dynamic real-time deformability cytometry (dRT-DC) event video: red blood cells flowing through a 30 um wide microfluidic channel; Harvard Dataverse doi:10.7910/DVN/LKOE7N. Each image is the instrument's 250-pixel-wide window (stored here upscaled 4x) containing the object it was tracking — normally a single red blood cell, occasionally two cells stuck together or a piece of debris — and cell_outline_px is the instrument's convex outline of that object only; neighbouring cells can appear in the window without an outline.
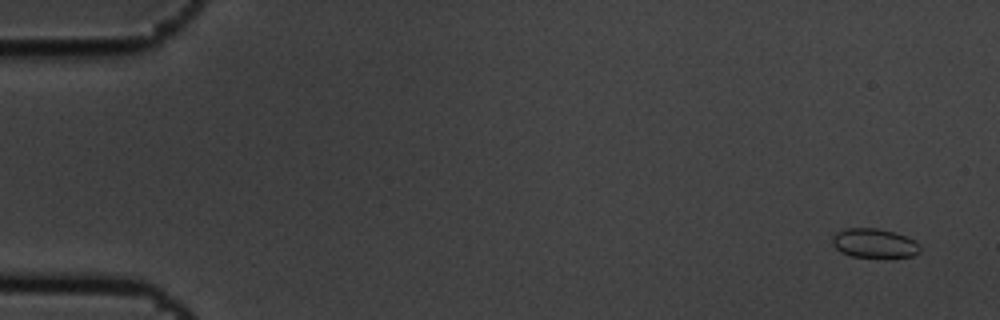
{"species": "common noctule bat (a hibernating species)", "species_latin": "Nyctalus noctula", "temperature_condition": "cold", "stored_images_in_passage": 6, "camera_frame_rate_fps": 3000, "um_per_image_px": 0.085, "animal": {"sex": "male", "body_mass_g": 19.5, "forearm_length_mm": 54.6}, "frame": {"image": 1, "passage_image": 1, "time_ms": 0.0, "image_size_px": [1000, 320], "cell_outline_px": [[920, 252], [912, 256], [852, 256], [840, 252], [832, 244], [832, 236], [836, 232], [844, 228], [876, 228], [892, 232], [904, 236], [920, 244]], "centroid_in_image_um": [74.26, 20.65], "position_along_channel_um": 10.7, "area_um2": 14.62}}
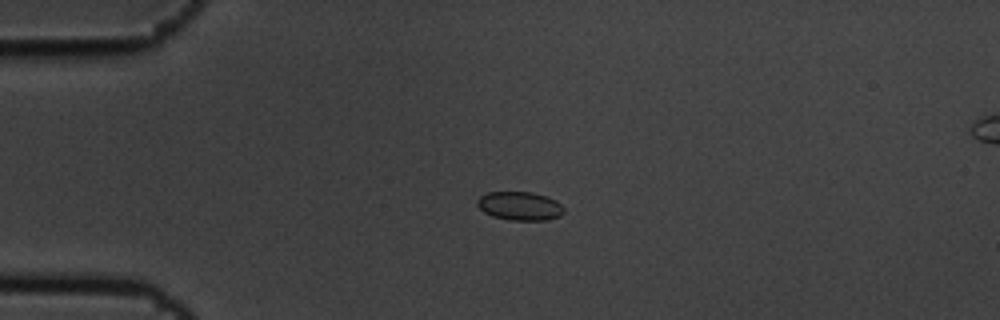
{"frame": {"image": 2, "passage_image": 4, "time_ms": 1.0, "image_size_px": [1000, 320], "cell_outline_px": [[564, 212], [560, 216], [548, 220], [508, 220], [492, 216], [484, 212], [476, 204], [476, 200], [480, 196], [488, 192], [532, 192], [548, 196], [556, 200], [564, 208]], "centroid_in_image_um": [44.19, 17.51], "position_along_channel_um": 40.8, "area_um2": 14.62}}